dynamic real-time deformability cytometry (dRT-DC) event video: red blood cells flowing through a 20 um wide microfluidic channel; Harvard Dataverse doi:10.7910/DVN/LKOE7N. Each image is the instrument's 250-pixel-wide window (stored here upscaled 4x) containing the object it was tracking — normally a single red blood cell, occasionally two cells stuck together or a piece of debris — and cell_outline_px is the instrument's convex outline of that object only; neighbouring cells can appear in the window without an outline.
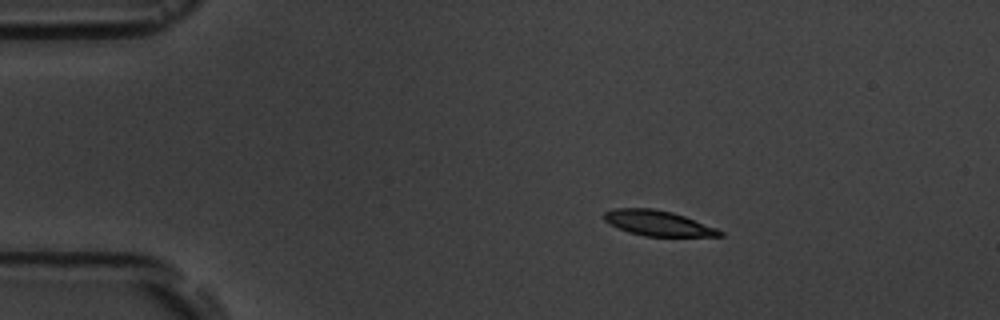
{"species": "common noctule bat (a hibernating species)", "species_latin": "Nyctalus noctula", "temperature_condition": "room temperature", "stored_images_in_passage": 4, "camera_frame_rate_fps": 3000, "um_per_image_px": 0.085, "animal": {"sex": "male", "body_mass_g": 19.5, "forearm_length_mm": 54.6}, "frame": {"image": 1, "passage_image": 2, "time_ms": 1.0, "image_size_px": [1000, 320], "cell_outline_px": [[724, 236], [644, 236], [628, 232], [608, 224], [600, 216], [604, 212], [612, 208], [652, 208], [672, 212], [684, 216], [716, 228], [724, 232]], "centroid_in_image_um": [55.86, 18.96], "position_along_channel_um": 29.1, "area_um2": 17.17}}
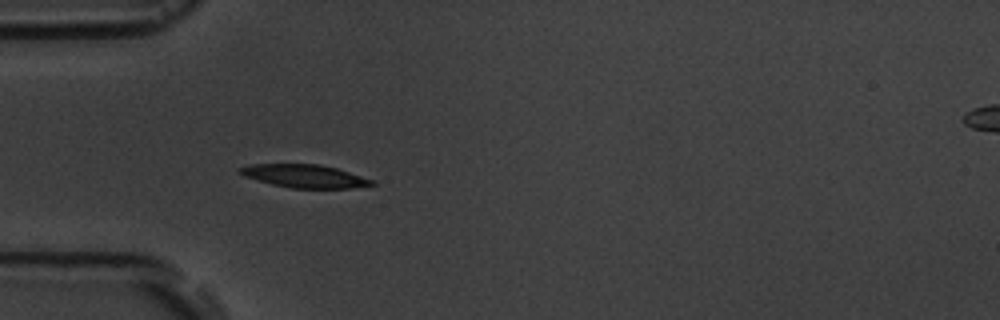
{"frame": {"image": 2, "passage_image": 4, "time_ms": 3.333, "image_size_px": [1000, 320], "cell_outline_px": [[376, 184], [352, 188], [292, 188], [272, 184], [244, 176], [236, 172], [236, 168], [252, 164], [320, 164], [336, 168], [372, 180]], "centroid_in_image_um": [25.82, 14.96], "position_along_channel_um": 59.2, "area_um2": 17.63}}